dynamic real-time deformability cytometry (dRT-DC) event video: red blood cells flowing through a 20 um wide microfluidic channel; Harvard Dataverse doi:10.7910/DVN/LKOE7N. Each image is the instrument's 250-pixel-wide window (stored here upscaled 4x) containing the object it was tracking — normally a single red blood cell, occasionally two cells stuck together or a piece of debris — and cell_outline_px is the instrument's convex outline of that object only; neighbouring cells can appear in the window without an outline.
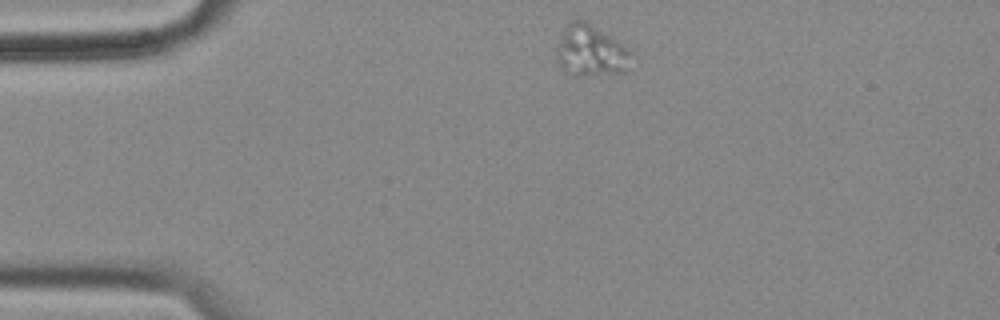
{"species": "common noctule bat (a hibernating species)", "species_latin": "Nyctalus noctula", "temperature_condition": "cold", "stored_images_in_passage": 47, "camera_frame_rate_fps": 3000, "um_per_image_px": 0.085, "animal": {"sex": "female", "body_mass_g": 18.4}, "frame": {"image": 1, "passage_image": 1, "time_ms": 0.0, "image_size_px": [1000, 320], "cell_outline_px": [[628, 52], [624, 72], [588, 76], [580, 76], [564, 72], [560, 68], [556, 60], [556, 56], [564, 32], [568, 24], [572, 20], [588, 20], [616, 40]], "centroid_in_image_um": [50.13, 4.33], "position_along_channel_um": 34.9, "area_um2": 21.5}}
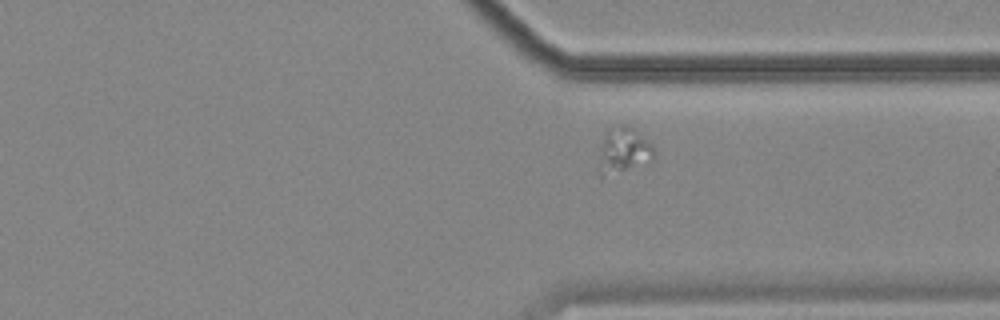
{"frame": {"image": 2, "passage_image": 33, "time_ms": 10.667, "image_size_px": [1000, 320], "cell_outline_px": [[656, 152], [652, 160], [600, 180], [596, 172], [596, 168], [600, 148], [604, 136], [612, 124], [632, 128], [652, 144]], "centroid_in_image_um": [52.91, 12.86], "position_along_channel_um": 358.5, "area_um2": 15.14}}
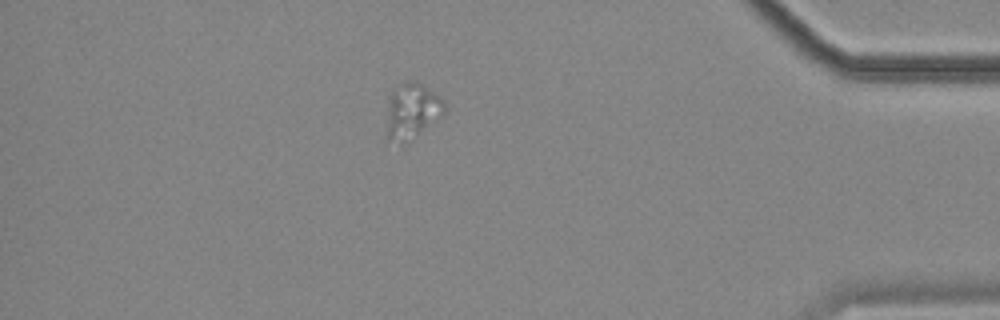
{"frame": {"image": 3, "passage_image": 40, "time_ms": 13.0, "image_size_px": [1000, 320], "cell_outline_px": [[444, 112], [440, 116], [400, 144], [388, 140], [388, 100], [392, 92], [404, 80], [408, 80], [420, 84], [440, 96], [444, 100]], "centroid_in_image_um": [35.0, 9.37], "position_along_channel_um": 400.2, "area_um2": 17.69}}